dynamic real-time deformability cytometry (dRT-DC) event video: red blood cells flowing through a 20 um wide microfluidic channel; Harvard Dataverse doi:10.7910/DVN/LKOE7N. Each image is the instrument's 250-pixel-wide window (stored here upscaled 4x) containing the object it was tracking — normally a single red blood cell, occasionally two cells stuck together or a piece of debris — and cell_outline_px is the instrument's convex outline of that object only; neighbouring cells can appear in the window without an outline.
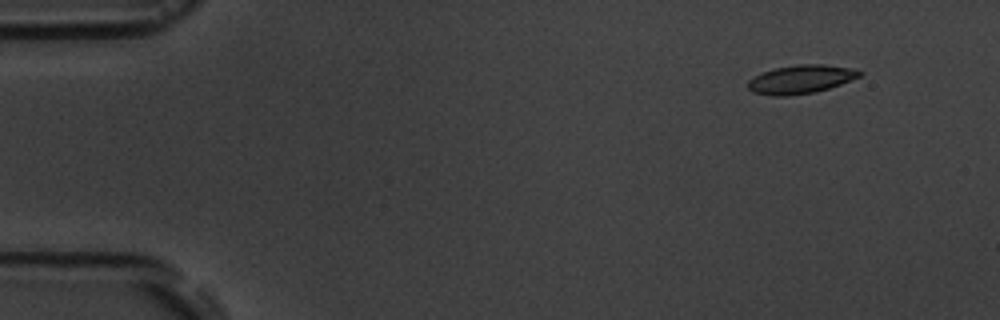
{"species": "common noctule bat (a hibernating species)", "species_latin": "Nyctalus noctula", "temperature_condition": "room temperature", "stored_images_in_passage": 5, "camera_frame_rate_fps": 3000, "um_per_image_px": 0.085, "animal": {"sex": "male", "body_mass_g": 19.5, "forearm_length_mm": 54.6}, "frame": {"image": 1, "passage_image": 2, "time_ms": 1.0, "image_size_px": [1000, 320], "cell_outline_px": [[864, 72], [860, 76], [840, 84], [816, 92], [784, 96], [772, 96], [752, 92], [748, 88], [748, 80], [752, 76], [776, 68], [796, 64], [824, 64], [848, 68]], "centroid_in_image_um": [68.02, 6.74], "position_along_channel_um": 17.0, "area_um2": 18.44}}
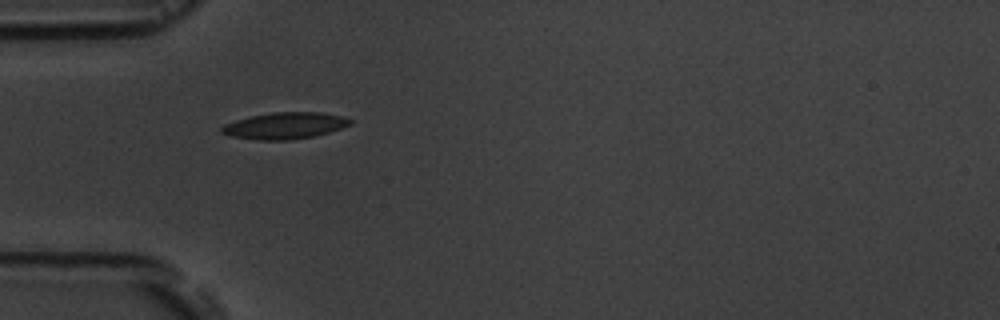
{"frame": {"image": 2, "passage_image": 5, "time_ms": 5.0, "image_size_px": [1000, 320], "cell_outline_px": [[352, 124], [316, 136], [288, 140], [260, 140], [232, 136], [220, 132], [220, 128], [224, 124], [236, 120], [252, 116], [272, 112], [320, 112], [344, 116], [352, 120]], "centroid_in_image_um": [24.23, 10.68], "position_along_channel_um": 60.8, "area_um2": 19.83}}